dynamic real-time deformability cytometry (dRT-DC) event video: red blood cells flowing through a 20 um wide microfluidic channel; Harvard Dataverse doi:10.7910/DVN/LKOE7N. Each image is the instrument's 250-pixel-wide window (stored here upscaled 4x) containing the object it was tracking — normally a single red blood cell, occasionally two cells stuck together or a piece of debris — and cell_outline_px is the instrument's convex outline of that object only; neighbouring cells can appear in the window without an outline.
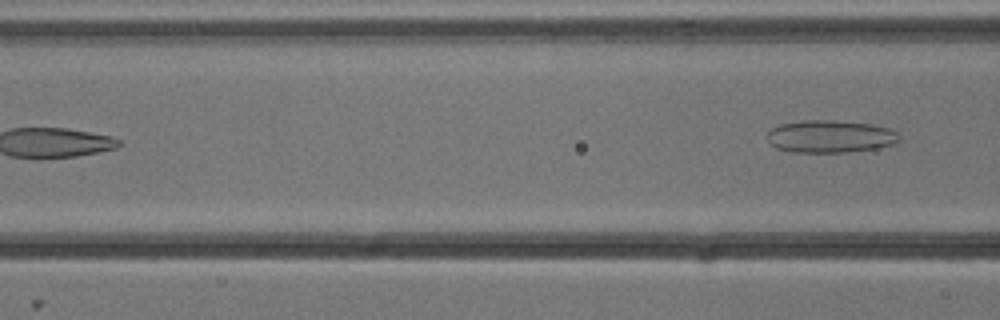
{"species": "common noctule bat (a hibernating species)", "species_latin": "Nyctalus noctula", "temperature_condition": "cold", "stored_images_in_passage": 5, "camera_frame_rate_fps": 3000, "um_per_image_px": 0.085, "animal": {"sex": "male", "body_mass_g": 13.3}, "frame": {"image": 1, "passage_image": 5, "time_ms": 1.333, "image_size_px": [1000, 320], "cell_outline_px": [[900, 140], [896, 144], [876, 148], [848, 152], [792, 152], [776, 148], [768, 140], [768, 132], [772, 128], [780, 124], [804, 120], [836, 120], [872, 124], [888, 128], [896, 132], [900, 136]], "centroid_in_image_um": [70.59, 11.59], "position_along_channel_um": 96.0, "area_um2": 25.09}}